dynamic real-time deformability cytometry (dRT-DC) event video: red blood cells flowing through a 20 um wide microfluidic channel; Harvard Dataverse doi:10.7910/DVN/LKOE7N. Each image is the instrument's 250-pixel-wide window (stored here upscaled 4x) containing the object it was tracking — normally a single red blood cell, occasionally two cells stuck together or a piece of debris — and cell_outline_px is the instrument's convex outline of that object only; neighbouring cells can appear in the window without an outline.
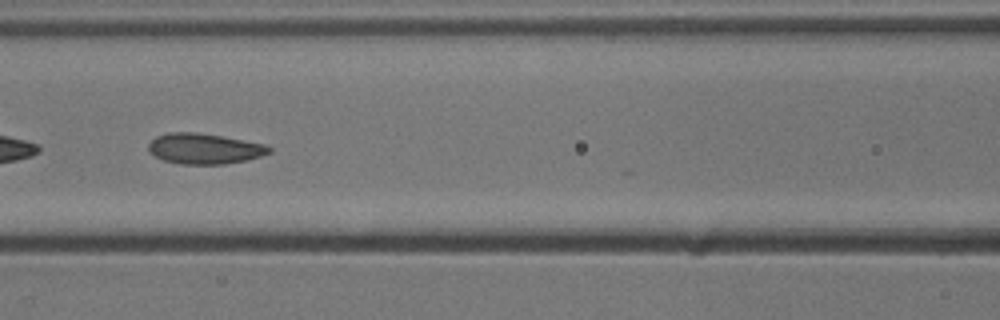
{"species": "common noctule bat (a hibernating species)", "species_latin": "Nyctalus noctula", "temperature_condition": "cold", "stored_images_in_passage": 17, "camera_frame_rate_fps": 3000, "um_per_image_px": 0.085, "animal": {"sex": "male", "body_mass_g": 13.3}, "frame": {"image": 1, "passage_image": 14, "time_ms": 4.333, "image_size_px": [1000, 320], "cell_outline_px": [[272, 152], [260, 156], [244, 160], [224, 164], [180, 164], [164, 160], [148, 152], [148, 144], [156, 136], [168, 132], [196, 132], [220, 136], [264, 144], [272, 148]], "centroid_in_image_um": [17.34, 12.63], "position_along_channel_um": 149.3, "area_um2": 21.33}}